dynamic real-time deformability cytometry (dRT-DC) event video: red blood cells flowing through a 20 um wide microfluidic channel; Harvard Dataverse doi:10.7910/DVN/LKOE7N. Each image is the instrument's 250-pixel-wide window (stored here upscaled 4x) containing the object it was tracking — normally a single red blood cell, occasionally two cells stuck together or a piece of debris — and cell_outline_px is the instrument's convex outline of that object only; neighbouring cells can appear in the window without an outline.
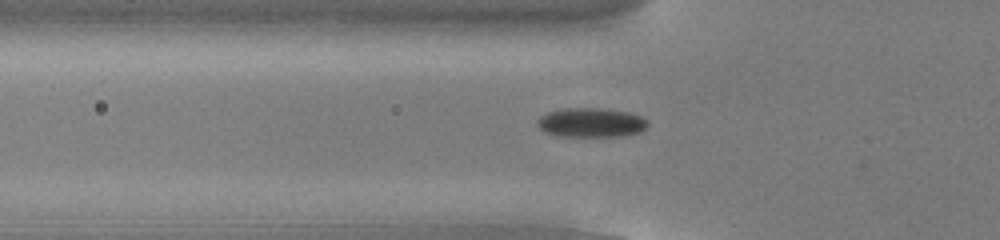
{"species": "common noctule bat (a hibernating species)", "species_latin": "Nyctalus noctula", "temperature_condition": "cold", "stored_images_in_passage": 54, "camera_frame_rate_fps": 3000, "um_per_image_px": 0.085, "animal": {"sex": "male", "body_mass_g": 13.0, "forearm_length_mm": 53.1}, "frame": {"image": 1, "passage_image": 19, "time_ms": 6.0, "image_size_px": [1000, 240], "cell_outline_px": [[648, 124], [640, 132], [624, 136], [556, 136], [544, 132], [536, 124], [536, 120], [540, 116], [548, 112], [564, 108], [600, 108], [628, 112], [640, 116], [648, 120]], "centroid_in_image_um": [50.21, 10.42], "position_along_channel_um": 75.6, "area_um2": 18.96}}
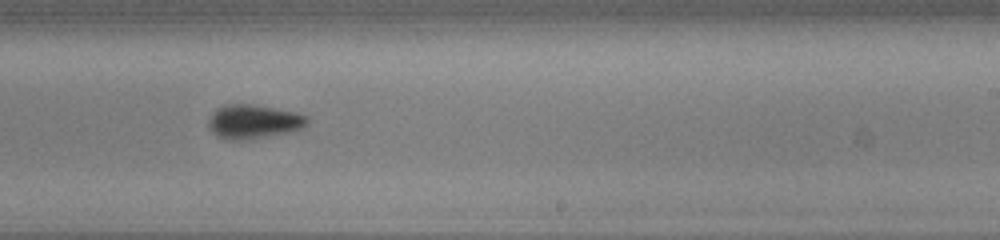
{"frame": {"image": 2, "passage_image": 34, "time_ms": 11.0, "image_size_px": [1000, 240], "cell_outline_px": [[308, 124], [304, 128], [292, 132], [252, 140], [224, 140], [216, 136], [208, 128], [208, 120], [216, 108], [224, 104], [252, 104], [292, 112], [308, 116]], "centroid_in_image_um": [21.53, 10.37], "position_along_channel_um": 267.5, "area_um2": 20.0}}
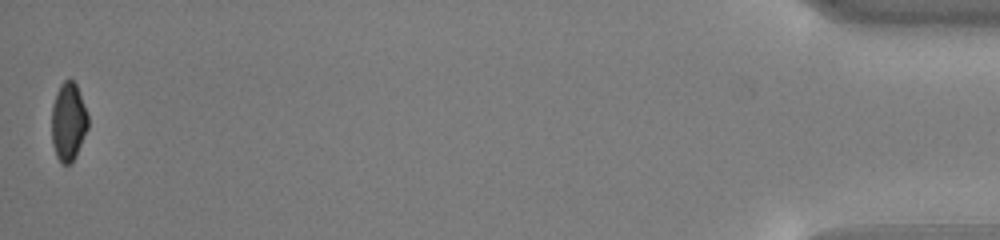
{"frame": {"image": 3, "passage_image": 54, "time_ms": 17.667, "image_size_px": [1000, 240], "cell_outline_px": [[88, 128], [76, 156], [68, 164], [60, 164], [56, 156], [52, 144], [52, 104], [56, 92], [60, 84], [64, 80], [72, 80], [76, 84], [88, 116]], "centroid_in_image_um": [5.8, 10.36], "position_along_channel_um": 429.4, "area_um2": 16.59}, "authors_computed_cell_mechanics": {"area_um2": 18.3226, "velocity_mm_per_s": 3.8346, "shape_relaxation_time_tau1_ms": 2.6401, "shape_relaxation_time_tau2_ms": null, "deformation_change_tau1": 0.0862, "deformation_change_tau2": null}}